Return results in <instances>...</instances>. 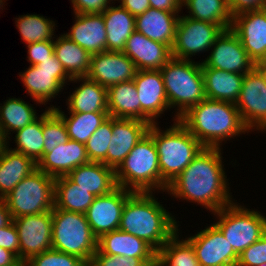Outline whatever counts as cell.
<instances>
[{
  "mask_svg": "<svg viewBox=\"0 0 266 266\" xmlns=\"http://www.w3.org/2000/svg\"><path fill=\"white\" fill-rule=\"evenodd\" d=\"M220 150L221 148L203 147L168 185L167 191L176 198L197 202L214 213L233 203Z\"/></svg>",
  "mask_w": 266,
  "mask_h": 266,
  "instance_id": "6da1fadb",
  "label": "cell"
},
{
  "mask_svg": "<svg viewBox=\"0 0 266 266\" xmlns=\"http://www.w3.org/2000/svg\"><path fill=\"white\" fill-rule=\"evenodd\" d=\"M179 121L203 145L220 148L225 139L249 131L235 103L205 98L191 107Z\"/></svg>",
  "mask_w": 266,
  "mask_h": 266,
  "instance_id": "7a4b0ae2",
  "label": "cell"
},
{
  "mask_svg": "<svg viewBox=\"0 0 266 266\" xmlns=\"http://www.w3.org/2000/svg\"><path fill=\"white\" fill-rule=\"evenodd\" d=\"M119 230L145 240L158 252L178 226L152 192H134L123 207Z\"/></svg>",
  "mask_w": 266,
  "mask_h": 266,
  "instance_id": "3957f363",
  "label": "cell"
},
{
  "mask_svg": "<svg viewBox=\"0 0 266 266\" xmlns=\"http://www.w3.org/2000/svg\"><path fill=\"white\" fill-rule=\"evenodd\" d=\"M156 124L150 125L148 133L152 136L157 149L161 190L165 191L203 149V145L179 120L163 133Z\"/></svg>",
  "mask_w": 266,
  "mask_h": 266,
  "instance_id": "277c9868",
  "label": "cell"
},
{
  "mask_svg": "<svg viewBox=\"0 0 266 266\" xmlns=\"http://www.w3.org/2000/svg\"><path fill=\"white\" fill-rule=\"evenodd\" d=\"M160 71L170 108L178 106L175 121L206 98L201 63L172 57Z\"/></svg>",
  "mask_w": 266,
  "mask_h": 266,
  "instance_id": "5b68a950",
  "label": "cell"
},
{
  "mask_svg": "<svg viewBox=\"0 0 266 266\" xmlns=\"http://www.w3.org/2000/svg\"><path fill=\"white\" fill-rule=\"evenodd\" d=\"M115 176L119 187L133 192H152L155 188L161 189L158 153L148 132L115 170Z\"/></svg>",
  "mask_w": 266,
  "mask_h": 266,
  "instance_id": "8992f818",
  "label": "cell"
},
{
  "mask_svg": "<svg viewBox=\"0 0 266 266\" xmlns=\"http://www.w3.org/2000/svg\"><path fill=\"white\" fill-rule=\"evenodd\" d=\"M97 247L98 238L85 214L52 209V249L75 255L89 265Z\"/></svg>",
  "mask_w": 266,
  "mask_h": 266,
  "instance_id": "52a82bcc",
  "label": "cell"
},
{
  "mask_svg": "<svg viewBox=\"0 0 266 266\" xmlns=\"http://www.w3.org/2000/svg\"><path fill=\"white\" fill-rule=\"evenodd\" d=\"M55 178L38 168L22 179L4 200L12 219L54 208Z\"/></svg>",
  "mask_w": 266,
  "mask_h": 266,
  "instance_id": "ba28073f",
  "label": "cell"
},
{
  "mask_svg": "<svg viewBox=\"0 0 266 266\" xmlns=\"http://www.w3.org/2000/svg\"><path fill=\"white\" fill-rule=\"evenodd\" d=\"M215 214L219 221L214 225L238 255L266 234V217L258 211H250L233 202Z\"/></svg>",
  "mask_w": 266,
  "mask_h": 266,
  "instance_id": "9c48e42d",
  "label": "cell"
},
{
  "mask_svg": "<svg viewBox=\"0 0 266 266\" xmlns=\"http://www.w3.org/2000/svg\"><path fill=\"white\" fill-rule=\"evenodd\" d=\"M223 30L219 24L191 19L186 15L180 16L171 48L172 57L189 60L193 54L207 51Z\"/></svg>",
  "mask_w": 266,
  "mask_h": 266,
  "instance_id": "30bf717a",
  "label": "cell"
},
{
  "mask_svg": "<svg viewBox=\"0 0 266 266\" xmlns=\"http://www.w3.org/2000/svg\"><path fill=\"white\" fill-rule=\"evenodd\" d=\"M28 94L37 103L45 104L63 89L65 80L71 81L60 61L53 55L19 75Z\"/></svg>",
  "mask_w": 266,
  "mask_h": 266,
  "instance_id": "8fae6325",
  "label": "cell"
},
{
  "mask_svg": "<svg viewBox=\"0 0 266 266\" xmlns=\"http://www.w3.org/2000/svg\"><path fill=\"white\" fill-rule=\"evenodd\" d=\"M12 221L18 231L19 260L23 264L31 257L52 249V210Z\"/></svg>",
  "mask_w": 266,
  "mask_h": 266,
  "instance_id": "7c38bea8",
  "label": "cell"
},
{
  "mask_svg": "<svg viewBox=\"0 0 266 266\" xmlns=\"http://www.w3.org/2000/svg\"><path fill=\"white\" fill-rule=\"evenodd\" d=\"M248 130H266V86L254 67L244 75L239 99L235 103Z\"/></svg>",
  "mask_w": 266,
  "mask_h": 266,
  "instance_id": "4fadbf2b",
  "label": "cell"
},
{
  "mask_svg": "<svg viewBox=\"0 0 266 266\" xmlns=\"http://www.w3.org/2000/svg\"><path fill=\"white\" fill-rule=\"evenodd\" d=\"M212 48L211 54L204 62H201V67L215 68L243 75L255 67L240 39L230 28L222 31L211 46Z\"/></svg>",
  "mask_w": 266,
  "mask_h": 266,
  "instance_id": "5bb4252c",
  "label": "cell"
},
{
  "mask_svg": "<svg viewBox=\"0 0 266 266\" xmlns=\"http://www.w3.org/2000/svg\"><path fill=\"white\" fill-rule=\"evenodd\" d=\"M133 193L118 186L109 194L95 197L84 214L98 239L103 234L119 229L123 207Z\"/></svg>",
  "mask_w": 266,
  "mask_h": 266,
  "instance_id": "9a60e30c",
  "label": "cell"
},
{
  "mask_svg": "<svg viewBox=\"0 0 266 266\" xmlns=\"http://www.w3.org/2000/svg\"><path fill=\"white\" fill-rule=\"evenodd\" d=\"M230 29L254 64L266 63V13L262 9L233 16Z\"/></svg>",
  "mask_w": 266,
  "mask_h": 266,
  "instance_id": "2e32d148",
  "label": "cell"
},
{
  "mask_svg": "<svg viewBox=\"0 0 266 266\" xmlns=\"http://www.w3.org/2000/svg\"><path fill=\"white\" fill-rule=\"evenodd\" d=\"M201 266H236L239 255L214 225L187 239Z\"/></svg>",
  "mask_w": 266,
  "mask_h": 266,
  "instance_id": "e0dca14e",
  "label": "cell"
},
{
  "mask_svg": "<svg viewBox=\"0 0 266 266\" xmlns=\"http://www.w3.org/2000/svg\"><path fill=\"white\" fill-rule=\"evenodd\" d=\"M133 81L141 103V120L156 123V117L170 109L161 71L137 70Z\"/></svg>",
  "mask_w": 266,
  "mask_h": 266,
  "instance_id": "ac0fdd59",
  "label": "cell"
},
{
  "mask_svg": "<svg viewBox=\"0 0 266 266\" xmlns=\"http://www.w3.org/2000/svg\"><path fill=\"white\" fill-rule=\"evenodd\" d=\"M137 68L124 52L104 51L91 55L87 77L106 88L132 80Z\"/></svg>",
  "mask_w": 266,
  "mask_h": 266,
  "instance_id": "d6986e66",
  "label": "cell"
},
{
  "mask_svg": "<svg viewBox=\"0 0 266 266\" xmlns=\"http://www.w3.org/2000/svg\"><path fill=\"white\" fill-rule=\"evenodd\" d=\"M150 124L136 119L112 117L113 135L107 150L106 166L116 170L134 146L147 134Z\"/></svg>",
  "mask_w": 266,
  "mask_h": 266,
  "instance_id": "ffe728a7",
  "label": "cell"
},
{
  "mask_svg": "<svg viewBox=\"0 0 266 266\" xmlns=\"http://www.w3.org/2000/svg\"><path fill=\"white\" fill-rule=\"evenodd\" d=\"M123 52L134 62L137 70H160L172 58L167 45L136 30L127 39Z\"/></svg>",
  "mask_w": 266,
  "mask_h": 266,
  "instance_id": "44dd1931",
  "label": "cell"
},
{
  "mask_svg": "<svg viewBox=\"0 0 266 266\" xmlns=\"http://www.w3.org/2000/svg\"><path fill=\"white\" fill-rule=\"evenodd\" d=\"M89 162L85 144L69 139L51 152L45 153L37 163V168L57 178L66 176L76 167Z\"/></svg>",
  "mask_w": 266,
  "mask_h": 266,
  "instance_id": "7402d4cb",
  "label": "cell"
},
{
  "mask_svg": "<svg viewBox=\"0 0 266 266\" xmlns=\"http://www.w3.org/2000/svg\"><path fill=\"white\" fill-rule=\"evenodd\" d=\"M75 24L64 34L91 55L106 51V27L102 13L75 14Z\"/></svg>",
  "mask_w": 266,
  "mask_h": 266,
  "instance_id": "603a6c76",
  "label": "cell"
},
{
  "mask_svg": "<svg viewBox=\"0 0 266 266\" xmlns=\"http://www.w3.org/2000/svg\"><path fill=\"white\" fill-rule=\"evenodd\" d=\"M177 13L150 7L143 14L135 17V30L153 41L167 45L171 49L175 41L176 27L179 20Z\"/></svg>",
  "mask_w": 266,
  "mask_h": 266,
  "instance_id": "cb8c5ba5",
  "label": "cell"
},
{
  "mask_svg": "<svg viewBox=\"0 0 266 266\" xmlns=\"http://www.w3.org/2000/svg\"><path fill=\"white\" fill-rule=\"evenodd\" d=\"M97 249L109 255L157 259V251L145 240L119 229L103 234Z\"/></svg>",
  "mask_w": 266,
  "mask_h": 266,
  "instance_id": "d4e9b609",
  "label": "cell"
},
{
  "mask_svg": "<svg viewBox=\"0 0 266 266\" xmlns=\"http://www.w3.org/2000/svg\"><path fill=\"white\" fill-rule=\"evenodd\" d=\"M67 176L79 187L96 197L109 194L118 187L115 170L101 162L80 165Z\"/></svg>",
  "mask_w": 266,
  "mask_h": 266,
  "instance_id": "484cf974",
  "label": "cell"
},
{
  "mask_svg": "<svg viewBox=\"0 0 266 266\" xmlns=\"http://www.w3.org/2000/svg\"><path fill=\"white\" fill-rule=\"evenodd\" d=\"M37 169V163L8 146L0 153V199L9 195L13 188Z\"/></svg>",
  "mask_w": 266,
  "mask_h": 266,
  "instance_id": "4316f807",
  "label": "cell"
},
{
  "mask_svg": "<svg viewBox=\"0 0 266 266\" xmlns=\"http://www.w3.org/2000/svg\"><path fill=\"white\" fill-rule=\"evenodd\" d=\"M205 96L208 99L236 103L241 92L243 74L202 67Z\"/></svg>",
  "mask_w": 266,
  "mask_h": 266,
  "instance_id": "83f0119b",
  "label": "cell"
},
{
  "mask_svg": "<svg viewBox=\"0 0 266 266\" xmlns=\"http://www.w3.org/2000/svg\"><path fill=\"white\" fill-rule=\"evenodd\" d=\"M71 81H82L83 83L75 88L67 103L69 112L91 113L108 112L107 88L88 77H76Z\"/></svg>",
  "mask_w": 266,
  "mask_h": 266,
  "instance_id": "f1b7e54d",
  "label": "cell"
},
{
  "mask_svg": "<svg viewBox=\"0 0 266 266\" xmlns=\"http://www.w3.org/2000/svg\"><path fill=\"white\" fill-rule=\"evenodd\" d=\"M102 14L107 34L106 51L123 52L127 39L135 31V17L121 5H109Z\"/></svg>",
  "mask_w": 266,
  "mask_h": 266,
  "instance_id": "f546056e",
  "label": "cell"
},
{
  "mask_svg": "<svg viewBox=\"0 0 266 266\" xmlns=\"http://www.w3.org/2000/svg\"><path fill=\"white\" fill-rule=\"evenodd\" d=\"M107 96L110 117L141 120V103L133 79L111 85Z\"/></svg>",
  "mask_w": 266,
  "mask_h": 266,
  "instance_id": "4dcf8cb0",
  "label": "cell"
},
{
  "mask_svg": "<svg viewBox=\"0 0 266 266\" xmlns=\"http://www.w3.org/2000/svg\"><path fill=\"white\" fill-rule=\"evenodd\" d=\"M54 55L71 79L87 77L91 54L64 34L54 41Z\"/></svg>",
  "mask_w": 266,
  "mask_h": 266,
  "instance_id": "1f68e13d",
  "label": "cell"
},
{
  "mask_svg": "<svg viewBox=\"0 0 266 266\" xmlns=\"http://www.w3.org/2000/svg\"><path fill=\"white\" fill-rule=\"evenodd\" d=\"M95 197L67 175L55 178L54 208L84 214Z\"/></svg>",
  "mask_w": 266,
  "mask_h": 266,
  "instance_id": "d6a6232c",
  "label": "cell"
},
{
  "mask_svg": "<svg viewBox=\"0 0 266 266\" xmlns=\"http://www.w3.org/2000/svg\"><path fill=\"white\" fill-rule=\"evenodd\" d=\"M182 5L187 6L191 19L219 24L224 30L231 27L228 0H182Z\"/></svg>",
  "mask_w": 266,
  "mask_h": 266,
  "instance_id": "836d02e7",
  "label": "cell"
},
{
  "mask_svg": "<svg viewBox=\"0 0 266 266\" xmlns=\"http://www.w3.org/2000/svg\"><path fill=\"white\" fill-rule=\"evenodd\" d=\"M53 109L64 121L69 139L85 144L98 127L109 117L108 112H70L69 118L56 107Z\"/></svg>",
  "mask_w": 266,
  "mask_h": 266,
  "instance_id": "e575fe53",
  "label": "cell"
},
{
  "mask_svg": "<svg viewBox=\"0 0 266 266\" xmlns=\"http://www.w3.org/2000/svg\"><path fill=\"white\" fill-rule=\"evenodd\" d=\"M37 119L32 106L24 100L9 98L0 106V129L4 137L9 138L10 131H17Z\"/></svg>",
  "mask_w": 266,
  "mask_h": 266,
  "instance_id": "d590c367",
  "label": "cell"
},
{
  "mask_svg": "<svg viewBox=\"0 0 266 266\" xmlns=\"http://www.w3.org/2000/svg\"><path fill=\"white\" fill-rule=\"evenodd\" d=\"M176 232L157 252L156 266H201L196 258L192 244L179 240Z\"/></svg>",
  "mask_w": 266,
  "mask_h": 266,
  "instance_id": "8d00e7d4",
  "label": "cell"
},
{
  "mask_svg": "<svg viewBox=\"0 0 266 266\" xmlns=\"http://www.w3.org/2000/svg\"><path fill=\"white\" fill-rule=\"evenodd\" d=\"M15 143L17 147L12 151L22 153L32 158L36 163L44 155V137L42 133V115L24 128L16 131Z\"/></svg>",
  "mask_w": 266,
  "mask_h": 266,
  "instance_id": "74e56055",
  "label": "cell"
},
{
  "mask_svg": "<svg viewBox=\"0 0 266 266\" xmlns=\"http://www.w3.org/2000/svg\"><path fill=\"white\" fill-rule=\"evenodd\" d=\"M23 41L26 44L40 41H54L55 22L40 15H23L16 20ZM54 23V24H53Z\"/></svg>",
  "mask_w": 266,
  "mask_h": 266,
  "instance_id": "f35d334b",
  "label": "cell"
},
{
  "mask_svg": "<svg viewBox=\"0 0 266 266\" xmlns=\"http://www.w3.org/2000/svg\"><path fill=\"white\" fill-rule=\"evenodd\" d=\"M42 133L44 137V154L51 152L58 145L64 144L69 140L63 119L50 108L42 114Z\"/></svg>",
  "mask_w": 266,
  "mask_h": 266,
  "instance_id": "ab89813d",
  "label": "cell"
},
{
  "mask_svg": "<svg viewBox=\"0 0 266 266\" xmlns=\"http://www.w3.org/2000/svg\"><path fill=\"white\" fill-rule=\"evenodd\" d=\"M113 135L112 117H108L85 143L90 162H101L106 165V156Z\"/></svg>",
  "mask_w": 266,
  "mask_h": 266,
  "instance_id": "60d3db41",
  "label": "cell"
},
{
  "mask_svg": "<svg viewBox=\"0 0 266 266\" xmlns=\"http://www.w3.org/2000/svg\"><path fill=\"white\" fill-rule=\"evenodd\" d=\"M23 266H88L81 258L50 249L31 257Z\"/></svg>",
  "mask_w": 266,
  "mask_h": 266,
  "instance_id": "b9f144b4",
  "label": "cell"
},
{
  "mask_svg": "<svg viewBox=\"0 0 266 266\" xmlns=\"http://www.w3.org/2000/svg\"><path fill=\"white\" fill-rule=\"evenodd\" d=\"M157 259H140L101 253L98 249L93 254L88 266H156Z\"/></svg>",
  "mask_w": 266,
  "mask_h": 266,
  "instance_id": "7bdbcfd3",
  "label": "cell"
},
{
  "mask_svg": "<svg viewBox=\"0 0 266 266\" xmlns=\"http://www.w3.org/2000/svg\"><path fill=\"white\" fill-rule=\"evenodd\" d=\"M266 263V234L239 254L236 266H259Z\"/></svg>",
  "mask_w": 266,
  "mask_h": 266,
  "instance_id": "ee69618b",
  "label": "cell"
},
{
  "mask_svg": "<svg viewBox=\"0 0 266 266\" xmlns=\"http://www.w3.org/2000/svg\"><path fill=\"white\" fill-rule=\"evenodd\" d=\"M28 61L31 65L42 63L54 55V41H40L27 44Z\"/></svg>",
  "mask_w": 266,
  "mask_h": 266,
  "instance_id": "f6af8a7d",
  "label": "cell"
},
{
  "mask_svg": "<svg viewBox=\"0 0 266 266\" xmlns=\"http://www.w3.org/2000/svg\"><path fill=\"white\" fill-rule=\"evenodd\" d=\"M0 247L13 252L19 258V237L13 221L0 228Z\"/></svg>",
  "mask_w": 266,
  "mask_h": 266,
  "instance_id": "bcb514c9",
  "label": "cell"
},
{
  "mask_svg": "<svg viewBox=\"0 0 266 266\" xmlns=\"http://www.w3.org/2000/svg\"><path fill=\"white\" fill-rule=\"evenodd\" d=\"M112 0H71L75 14L103 13Z\"/></svg>",
  "mask_w": 266,
  "mask_h": 266,
  "instance_id": "7dc6e473",
  "label": "cell"
},
{
  "mask_svg": "<svg viewBox=\"0 0 266 266\" xmlns=\"http://www.w3.org/2000/svg\"><path fill=\"white\" fill-rule=\"evenodd\" d=\"M266 6V0H228V7L232 16L252 10H260Z\"/></svg>",
  "mask_w": 266,
  "mask_h": 266,
  "instance_id": "c3c4849f",
  "label": "cell"
},
{
  "mask_svg": "<svg viewBox=\"0 0 266 266\" xmlns=\"http://www.w3.org/2000/svg\"><path fill=\"white\" fill-rule=\"evenodd\" d=\"M120 5L134 17L143 14L147 9L151 7L149 0H121Z\"/></svg>",
  "mask_w": 266,
  "mask_h": 266,
  "instance_id": "681fc988",
  "label": "cell"
},
{
  "mask_svg": "<svg viewBox=\"0 0 266 266\" xmlns=\"http://www.w3.org/2000/svg\"><path fill=\"white\" fill-rule=\"evenodd\" d=\"M149 3L152 8L168 12H179L183 6L182 0H149Z\"/></svg>",
  "mask_w": 266,
  "mask_h": 266,
  "instance_id": "f907efd6",
  "label": "cell"
},
{
  "mask_svg": "<svg viewBox=\"0 0 266 266\" xmlns=\"http://www.w3.org/2000/svg\"><path fill=\"white\" fill-rule=\"evenodd\" d=\"M0 266H23V263L13 252L0 247Z\"/></svg>",
  "mask_w": 266,
  "mask_h": 266,
  "instance_id": "816d5d0a",
  "label": "cell"
},
{
  "mask_svg": "<svg viewBox=\"0 0 266 266\" xmlns=\"http://www.w3.org/2000/svg\"><path fill=\"white\" fill-rule=\"evenodd\" d=\"M12 221L10 211L4 199H0V228L7 226Z\"/></svg>",
  "mask_w": 266,
  "mask_h": 266,
  "instance_id": "f5cc1de1",
  "label": "cell"
},
{
  "mask_svg": "<svg viewBox=\"0 0 266 266\" xmlns=\"http://www.w3.org/2000/svg\"><path fill=\"white\" fill-rule=\"evenodd\" d=\"M255 68L262 74L263 82L266 86V63L255 64Z\"/></svg>",
  "mask_w": 266,
  "mask_h": 266,
  "instance_id": "db71d44e",
  "label": "cell"
},
{
  "mask_svg": "<svg viewBox=\"0 0 266 266\" xmlns=\"http://www.w3.org/2000/svg\"><path fill=\"white\" fill-rule=\"evenodd\" d=\"M9 139H6L3 135L2 130L0 129V153L7 147V143Z\"/></svg>",
  "mask_w": 266,
  "mask_h": 266,
  "instance_id": "11a10c76",
  "label": "cell"
},
{
  "mask_svg": "<svg viewBox=\"0 0 266 266\" xmlns=\"http://www.w3.org/2000/svg\"><path fill=\"white\" fill-rule=\"evenodd\" d=\"M3 1H4V0H0V8H1L2 5H3Z\"/></svg>",
  "mask_w": 266,
  "mask_h": 266,
  "instance_id": "9f6ffc18",
  "label": "cell"
},
{
  "mask_svg": "<svg viewBox=\"0 0 266 266\" xmlns=\"http://www.w3.org/2000/svg\"><path fill=\"white\" fill-rule=\"evenodd\" d=\"M262 10L266 13V6Z\"/></svg>",
  "mask_w": 266,
  "mask_h": 266,
  "instance_id": "6f0895ef",
  "label": "cell"
}]
</instances>
